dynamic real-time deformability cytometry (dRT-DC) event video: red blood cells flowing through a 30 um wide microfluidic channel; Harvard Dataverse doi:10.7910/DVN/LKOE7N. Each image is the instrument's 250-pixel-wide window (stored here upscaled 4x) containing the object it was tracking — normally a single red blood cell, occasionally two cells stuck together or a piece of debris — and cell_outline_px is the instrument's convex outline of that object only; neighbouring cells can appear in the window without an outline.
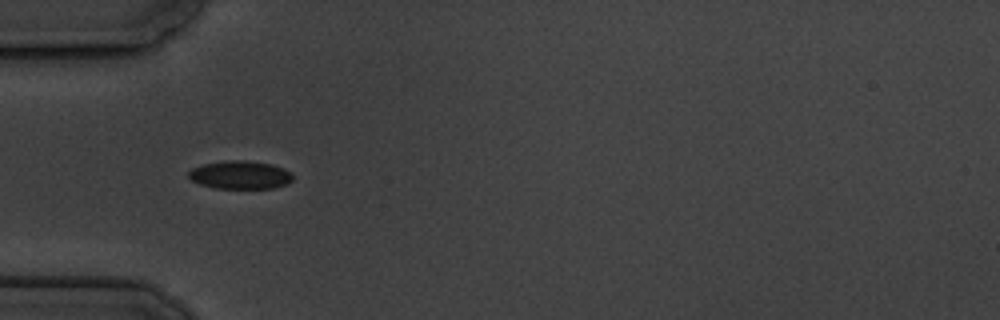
{"species": "common noctule bat (a hibernating species)", "species_latin": "Nyctalus noctula", "temperature_condition": "cold", "stored_images_in_passage": 5, "camera_frame_rate_fps": 3000, "um_per_image_px": 0.085, "animal": {"sex": "male", "body_mass_g": 19.5, "forearm_length_mm": 54.6}, "frame": {"image": 1, "passage_image": 5, "time_ms": 4.667, "image_size_px": [1000, 320], "cell_outline_px": [[292, 180], [284, 184], [272, 188], [212, 188], [200, 184], [192, 180], [188, 176], [188, 172], [192, 168], [204, 164], [228, 160], [244, 160], [272, 164], [284, 168], [292, 176]], "centroid_in_image_um": [20.38, 14.86], "position_along_channel_um": 64.6, "area_um2": 16.94}}